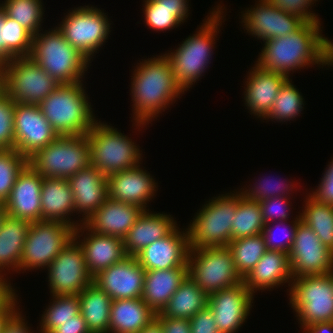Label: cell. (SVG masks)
I'll return each instance as SVG.
<instances>
[{
	"instance_id": "20",
	"label": "cell",
	"mask_w": 333,
	"mask_h": 333,
	"mask_svg": "<svg viewBox=\"0 0 333 333\" xmlns=\"http://www.w3.org/2000/svg\"><path fill=\"white\" fill-rule=\"evenodd\" d=\"M180 231L177 226L170 234L154 241L135 257L145 270L188 268V230Z\"/></svg>"
},
{
	"instance_id": "30",
	"label": "cell",
	"mask_w": 333,
	"mask_h": 333,
	"mask_svg": "<svg viewBox=\"0 0 333 333\" xmlns=\"http://www.w3.org/2000/svg\"><path fill=\"white\" fill-rule=\"evenodd\" d=\"M187 275L188 268L146 271L142 300L155 314L160 313Z\"/></svg>"
},
{
	"instance_id": "43",
	"label": "cell",
	"mask_w": 333,
	"mask_h": 333,
	"mask_svg": "<svg viewBox=\"0 0 333 333\" xmlns=\"http://www.w3.org/2000/svg\"><path fill=\"white\" fill-rule=\"evenodd\" d=\"M145 24L154 31H166L180 26L186 18L176 9L160 6L156 0H144Z\"/></svg>"
},
{
	"instance_id": "16",
	"label": "cell",
	"mask_w": 333,
	"mask_h": 333,
	"mask_svg": "<svg viewBox=\"0 0 333 333\" xmlns=\"http://www.w3.org/2000/svg\"><path fill=\"white\" fill-rule=\"evenodd\" d=\"M58 137L37 104H14L15 150L29 159Z\"/></svg>"
},
{
	"instance_id": "3",
	"label": "cell",
	"mask_w": 333,
	"mask_h": 333,
	"mask_svg": "<svg viewBox=\"0 0 333 333\" xmlns=\"http://www.w3.org/2000/svg\"><path fill=\"white\" fill-rule=\"evenodd\" d=\"M210 15L204 19L196 34L189 35L176 50L165 53L174 72L177 83L187 91L197 80H200L208 68L212 57L215 39L225 16L220 4L212 8ZM206 20V21H205ZM200 78V79H199ZM194 83V84H193Z\"/></svg>"
},
{
	"instance_id": "22",
	"label": "cell",
	"mask_w": 333,
	"mask_h": 333,
	"mask_svg": "<svg viewBox=\"0 0 333 333\" xmlns=\"http://www.w3.org/2000/svg\"><path fill=\"white\" fill-rule=\"evenodd\" d=\"M136 167L112 173L107 176L108 197L126 204L138 205L144 210L147 203L156 196L158 185L149 172ZM147 205V206H146Z\"/></svg>"
},
{
	"instance_id": "21",
	"label": "cell",
	"mask_w": 333,
	"mask_h": 333,
	"mask_svg": "<svg viewBox=\"0 0 333 333\" xmlns=\"http://www.w3.org/2000/svg\"><path fill=\"white\" fill-rule=\"evenodd\" d=\"M43 177L29 164L20 172L4 203L8 216L30 222L41 221Z\"/></svg>"
},
{
	"instance_id": "55",
	"label": "cell",
	"mask_w": 333,
	"mask_h": 333,
	"mask_svg": "<svg viewBox=\"0 0 333 333\" xmlns=\"http://www.w3.org/2000/svg\"><path fill=\"white\" fill-rule=\"evenodd\" d=\"M160 6L167 8H176L186 19L189 16L188 0H156Z\"/></svg>"
},
{
	"instance_id": "57",
	"label": "cell",
	"mask_w": 333,
	"mask_h": 333,
	"mask_svg": "<svg viewBox=\"0 0 333 333\" xmlns=\"http://www.w3.org/2000/svg\"><path fill=\"white\" fill-rule=\"evenodd\" d=\"M138 333H163L161 321L155 317L145 327H143Z\"/></svg>"
},
{
	"instance_id": "4",
	"label": "cell",
	"mask_w": 333,
	"mask_h": 333,
	"mask_svg": "<svg viewBox=\"0 0 333 333\" xmlns=\"http://www.w3.org/2000/svg\"><path fill=\"white\" fill-rule=\"evenodd\" d=\"M82 82L60 84L39 104L58 136L86 135L98 121Z\"/></svg>"
},
{
	"instance_id": "25",
	"label": "cell",
	"mask_w": 333,
	"mask_h": 333,
	"mask_svg": "<svg viewBox=\"0 0 333 333\" xmlns=\"http://www.w3.org/2000/svg\"><path fill=\"white\" fill-rule=\"evenodd\" d=\"M287 79L284 74L263 70L255 64L248 73L244 87V104L248 112L264 120Z\"/></svg>"
},
{
	"instance_id": "61",
	"label": "cell",
	"mask_w": 333,
	"mask_h": 333,
	"mask_svg": "<svg viewBox=\"0 0 333 333\" xmlns=\"http://www.w3.org/2000/svg\"><path fill=\"white\" fill-rule=\"evenodd\" d=\"M329 274L331 275V278L333 280V268H332V270H331V272Z\"/></svg>"
},
{
	"instance_id": "9",
	"label": "cell",
	"mask_w": 333,
	"mask_h": 333,
	"mask_svg": "<svg viewBox=\"0 0 333 333\" xmlns=\"http://www.w3.org/2000/svg\"><path fill=\"white\" fill-rule=\"evenodd\" d=\"M59 85L30 57H16L2 65L0 88L15 103L39 105Z\"/></svg>"
},
{
	"instance_id": "33",
	"label": "cell",
	"mask_w": 333,
	"mask_h": 333,
	"mask_svg": "<svg viewBox=\"0 0 333 333\" xmlns=\"http://www.w3.org/2000/svg\"><path fill=\"white\" fill-rule=\"evenodd\" d=\"M208 305V295L187 275L156 317L190 319Z\"/></svg>"
},
{
	"instance_id": "40",
	"label": "cell",
	"mask_w": 333,
	"mask_h": 333,
	"mask_svg": "<svg viewBox=\"0 0 333 333\" xmlns=\"http://www.w3.org/2000/svg\"><path fill=\"white\" fill-rule=\"evenodd\" d=\"M42 314L40 332L51 333L60 323L72 320V317L80 313L78 295L54 296Z\"/></svg>"
},
{
	"instance_id": "26",
	"label": "cell",
	"mask_w": 333,
	"mask_h": 333,
	"mask_svg": "<svg viewBox=\"0 0 333 333\" xmlns=\"http://www.w3.org/2000/svg\"><path fill=\"white\" fill-rule=\"evenodd\" d=\"M144 211L138 205L115 201L110 197L90 216L84 225L100 235L124 239L129 229Z\"/></svg>"
},
{
	"instance_id": "34",
	"label": "cell",
	"mask_w": 333,
	"mask_h": 333,
	"mask_svg": "<svg viewBox=\"0 0 333 333\" xmlns=\"http://www.w3.org/2000/svg\"><path fill=\"white\" fill-rule=\"evenodd\" d=\"M80 313L90 333H109L111 297L95 284L78 294Z\"/></svg>"
},
{
	"instance_id": "39",
	"label": "cell",
	"mask_w": 333,
	"mask_h": 333,
	"mask_svg": "<svg viewBox=\"0 0 333 333\" xmlns=\"http://www.w3.org/2000/svg\"><path fill=\"white\" fill-rule=\"evenodd\" d=\"M42 4V0H4L0 7L9 18L17 21L35 36L41 30L43 32L41 24L45 9Z\"/></svg>"
},
{
	"instance_id": "52",
	"label": "cell",
	"mask_w": 333,
	"mask_h": 333,
	"mask_svg": "<svg viewBox=\"0 0 333 333\" xmlns=\"http://www.w3.org/2000/svg\"><path fill=\"white\" fill-rule=\"evenodd\" d=\"M51 333H90L86 321L81 313L72 317V320L60 323Z\"/></svg>"
},
{
	"instance_id": "50",
	"label": "cell",
	"mask_w": 333,
	"mask_h": 333,
	"mask_svg": "<svg viewBox=\"0 0 333 333\" xmlns=\"http://www.w3.org/2000/svg\"><path fill=\"white\" fill-rule=\"evenodd\" d=\"M189 320L191 333H220L208 305Z\"/></svg>"
},
{
	"instance_id": "2",
	"label": "cell",
	"mask_w": 333,
	"mask_h": 333,
	"mask_svg": "<svg viewBox=\"0 0 333 333\" xmlns=\"http://www.w3.org/2000/svg\"><path fill=\"white\" fill-rule=\"evenodd\" d=\"M321 23L305 22L298 30L281 38L264 41L258 67L286 75L307 66H327L328 38L321 33Z\"/></svg>"
},
{
	"instance_id": "15",
	"label": "cell",
	"mask_w": 333,
	"mask_h": 333,
	"mask_svg": "<svg viewBox=\"0 0 333 333\" xmlns=\"http://www.w3.org/2000/svg\"><path fill=\"white\" fill-rule=\"evenodd\" d=\"M289 260L293 279L329 274L333 268V252L301 221L297 225Z\"/></svg>"
},
{
	"instance_id": "36",
	"label": "cell",
	"mask_w": 333,
	"mask_h": 333,
	"mask_svg": "<svg viewBox=\"0 0 333 333\" xmlns=\"http://www.w3.org/2000/svg\"><path fill=\"white\" fill-rule=\"evenodd\" d=\"M300 213L301 222L310 227L321 243L333 252V205L316 201L309 194Z\"/></svg>"
},
{
	"instance_id": "14",
	"label": "cell",
	"mask_w": 333,
	"mask_h": 333,
	"mask_svg": "<svg viewBox=\"0 0 333 333\" xmlns=\"http://www.w3.org/2000/svg\"><path fill=\"white\" fill-rule=\"evenodd\" d=\"M48 286L54 296L78 295L93 283L83 249L73 238L47 267Z\"/></svg>"
},
{
	"instance_id": "31",
	"label": "cell",
	"mask_w": 333,
	"mask_h": 333,
	"mask_svg": "<svg viewBox=\"0 0 333 333\" xmlns=\"http://www.w3.org/2000/svg\"><path fill=\"white\" fill-rule=\"evenodd\" d=\"M155 317L142 298L112 300L109 333H138Z\"/></svg>"
},
{
	"instance_id": "49",
	"label": "cell",
	"mask_w": 333,
	"mask_h": 333,
	"mask_svg": "<svg viewBox=\"0 0 333 333\" xmlns=\"http://www.w3.org/2000/svg\"><path fill=\"white\" fill-rule=\"evenodd\" d=\"M329 163L317 189L309 195L318 202L333 205V159Z\"/></svg>"
},
{
	"instance_id": "12",
	"label": "cell",
	"mask_w": 333,
	"mask_h": 333,
	"mask_svg": "<svg viewBox=\"0 0 333 333\" xmlns=\"http://www.w3.org/2000/svg\"><path fill=\"white\" fill-rule=\"evenodd\" d=\"M69 10L57 28L68 43L89 61L110 34V19L100 8L87 5Z\"/></svg>"
},
{
	"instance_id": "32",
	"label": "cell",
	"mask_w": 333,
	"mask_h": 333,
	"mask_svg": "<svg viewBox=\"0 0 333 333\" xmlns=\"http://www.w3.org/2000/svg\"><path fill=\"white\" fill-rule=\"evenodd\" d=\"M30 221L5 216L0 227V273L5 271H20V261L23 254Z\"/></svg>"
},
{
	"instance_id": "18",
	"label": "cell",
	"mask_w": 333,
	"mask_h": 333,
	"mask_svg": "<svg viewBox=\"0 0 333 333\" xmlns=\"http://www.w3.org/2000/svg\"><path fill=\"white\" fill-rule=\"evenodd\" d=\"M254 296L244 282L208 295V307L220 333L238 332L248 319Z\"/></svg>"
},
{
	"instance_id": "60",
	"label": "cell",
	"mask_w": 333,
	"mask_h": 333,
	"mask_svg": "<svg viewBox=\"0 0 333 333\" xmlns=\"http://www.w3.org/2000/svg\"><path fill=\"white\" fill-rule=\"evenodd\" d=\"M2 84V64L0 63V86Z\"/></svg>"
},
{
	"instance_id": "53",
	"label": "cell",
	"mask_w": 333,
	"mask_h": 333,
	"mask_svg": "<svg viewBox=\"0 0 333 333\" xmlns=\"http://www.w3.org/2000/svg\"><path fill=\"white\" fill-rule=\"evenodd\" d=\"M162 323L163 333H191L190 320L170 317H157Z\"/></svg>"
},
{
	"instance_id": "51",
	"label": "cell",
	"mask_w": 333,
	"mask_h": 333,
	"mask_svg": "<svg viewBox=\"0 0 333 333\" xmlns=\"http://www.w3.org/2000/svg\"><path fill=\"white\" fill-rule=\"evenodd\" d=\"M4 275L6 274L0 273V310H18L20 309L17 306L19 296Z\"/></svg>"
},
{
	"instance_id": "8",
	"label": "cell",
	"mask_w": 333,
	"mask_h": 333,
	"mask_svg": "<svg viewBox=\"0 0 333 333\" xmlns=\"http://www.w3.org/2000/svg\"><path fill=\"white\" fill-rule=\"evenodd\" d=\"M28 164L43 178L68 179L90 165L87 136H58L31 156Z\"/></svg>"
},
{
	"instance_id": "38",
	"label": "cell",
	"mask_w": 333,
	"mask_h": 333,
	"mask_svg": "<svg viewBox=\"0 0 333 333\" xmlns=\"http://www.w3.org/2000/svg\"><path fill=\"white\" fill-rule=\"evenodd\" d=\"M228 248L232 252L236 270L243 279L267 250L262 234L231 240Z\"/></svg>"
},
{
	"instance_id": "29",
	"label": "cell",
	"mask_w": 333,
	"mask_h": 333,
	"mask_svg": "<svg viewBox=\"0 0 333 333\" xmlns=\"http://www.w3.org/2000/svg\"><path fill=\"white\" fill-rule=\"evenodd\" d=\"M41 221H57L77 228L74 215V196L65 178H43L41 186ZM72 214V215H71Z\"/></svg>"
},
{
	"instance_id": "35",
	"label": "cell",
	"mask_w": 333,
	"mask_h": 333,
	"mask_svg": "<svg viewBox=\"0 0 333 333\" xmlns=\"http://www.w3.org/2000/svg\"><path fill=\"white\" fill-rule=\"evenodd\" d=\"M33 35L0 7V63L16 57H29Z\"/></svg>"
},
{
	"instance_id": "59",
	"label": "cell",
	"mask_w": 333,
	"mask_h": 333,
	"mask_svg": "<svg viewBox=\"0 0 333 333\" xmlns=\"http://www.w3.org/2000/svg\"><path fill=\"white\" fill-rule=\"evenodd\" d=\"M6 215L5 206L2 202H0V227Z\"/></svg>"
},
{
	"instance_id": "56",
	"label": "cell",
	"mask_w": 333,
	"mask_h": 333,
	"mask_svg": "<svg viewBox=\"0 0 333 333\" xmlns=\"http://www.w3.org/2000/svg\"><path fill=\"white\" fill-rule=\"evenodd\" d=\"M304 333H333V321L311 324L304 329Z\"/></svg>"
},
{
	"instance_id": "58",
	"label": "cell",
	"mask_w": 333,
	"mask_h": 333,
	"mask_svg": "<svg viewBox=\"0 0 333 333\" xmlns=\"http://www.w3.org/2000/svg\"><path fill=\"white\" fill-rule=\"evenodd\" d=\"M17 310H0V333L2 332L3 326L7 320L16 312Z\"/></svg>"
},
{
	"instance_id": "48",
	"label": "cell",
	"mask_w": 333,
	"mask_h": 333,
	"mask_svg": "<svg viewBox=\"0 0 333 333\" xmlns=\"http://www.w3.org/2000/svg\"><path fill=\"white\" fill-rule=\"evenodd\" d=\"M275 8L302 18L305 22L321 23L311 6L318 0H267ZM314 2V3H313ZM313 4V5H312ZM310 7V8H309Z\"/></svg>"
},
{
	"instance_id": "46",
	"label": "cell",
	"mask_w": 333,
	"mask_h": 333,
	"mask_svg": "<svg viewBox=\"0 0 333 333\" xmlns=\"http://www.w3.org/2000/svg\"><path fill=\"white\" fill-rule=\"evenodd\" d=\"M300 221H301L300 215H298V216L296 215L295 220L291 221V223L288 224L289 225L288 228L290 227V229H288L287 226L284 227V229H288V230H286L287 232L284 231L285 234L282 232L285 235L284 236L285 240L279 239L280 241L277 239V236H275L276 233L273 232V230H275L276 227L279 228L280 225L279 224L275 225V228L273 229L274 225L271 226L272 225L271 223H266L263 228V231L261 233L263 235L266 248L268 250H277V251H282V252L289 254L292 244L294 242L297 225ZM284 229L282 227L281 231ZM277 234L279 237L282 235V234L279 235V233H277ZM282 239H284V238H282Z\"/></svg>"
},
{
	"instance_id": "47",
	"label": "cell",
	"mask_w": 333,
	"mask_h": 333,
	"mask_svg": "<svg viewBox=\"0 0 333 333\" xmlns=\"http://www.w3.org/2000/svg\"><path fill=\"white\" fill-rule=\"evenodd\" d=\"M290 196L271 197L259 202L264 223L278 220L280 225H286L289 217ZM289 200V201H288ZM276 218V219H275Z\"/></svg>"
},
{
	"instance_id": "24",
	"label": "cell",
	"mask_w": 333,
	"mask_h": 333,
	"mask_svg": "<svg viewBox=\"0 0 333 333\" xmlns=\"http://www.w3.org/2000/svg\"><path fill=\"white\" fill-rule=\"evenodd\" d=\"M67 180L74 196L75 213H83L78 221L84 224L108 198L107 176L90 164Z\"/></svg>"
},
{
	"instance_id": "11",
	"label": "cell",
	"mask_w": 333,
	"mask_h": 333,
	"mask_svg": "<svg viewBox=\"0 0 333 333\" xmlns=\"http://www.w3.org/2000/svg\"><path fill=\"white\" fill-rule=\"evenodd\" d=\"M187 266L188 276L207 295L243 282L228 246L189 249Z\"/></svg>"
},
{
	"instance_id": "7",
	"label": "cell",
	"mask_w": 333,
	"mask_h": 333,
	"mask_svg": "<svg viewBox=\"0 0 333 333\" xmlns=\"http://www.w3.org/2000/svg\"><path fill=\"white\" fill-rule=\"evenodd\" d=\"M233 192L219 194L199 209L187 228L189 249L229 245L236 213V192Z\"/></svg>"
},
{
	"instance_id": "27",
	"label": "cell",
	"mask_w": 333,
	"mask_h": 333,
	"mask_svg": "<svg viewBox=\"0 0 333 333\" xmlns=\"http://www.w3.org/2000/svg\"><path fill=\"white\" fill-rule=\"evenodd\" d=\"M177 225L176 220L170 214L144 210L123 239L127 256L135 257L154 241L170 234Z\"/></svg>"
},
{
	"instance_id": "6",
	"label": "cell",
	"mask_w": 333,
	"mask_h": 333,
	"mask_svg": "<svg viewBox=\"0 0 333 333\" xmlns=\"http://www.w3.org/2000/svg\"><path fill=\"white\" fill-rule=\"evenodd\" d=\"M86 136L90 164L105 176L142 164L140 147L117 128L97 121Z\"/></svg>"
},
{
	"instance_id": "23",
	"label": "cell",
	"mask_w": 333,
	"mask_h": 333,
	"mask_svg": "<svg viewBox=\"0 0 333 333\" xmlns=\"http://www.w3.org/2000/svg\"><path fill=\"white\" fill-rule=\"evenodd\" d=\"M83 235L84 238L80 239ZM74 239L83 249L86 267L92 277L127 256L123 239L97 234L84 224L75 228Z\"/></svg>"
},
{
	"instance_id": "44",
	"label": "cell",
	"mask_w": 333,
	"mask_h": 333,
	"mask_svg": "<svg viewBox=\"0 0 333 333\" xmlns=\"http://www.w3.org/2000/svg\"><path fill=\"white\" fill-rule=\"evenodd\" d=\"M261 179L262 178L258 180L259 183L257 182L254 183L255 185L252 187V189L250 187H248L249 189L241 188L238 192L245 198L258 202L271 197L287 196L288 194L289 195L291 194L290 191L293 192L292 189L294 188V184L291 183L290 181L287 182L285 180L286 182L285 183L282 182L281 180H279V182L278 181L273 182L274 179H269V178H268L269 180L267 178H263L262 180Z\"/></svg>"
},
{
	"instance_id": "13",
	"label": "cell",
	"mask_w": 333,
	"mask_h": 333,
	"mask_svg": "<svg viewBox=\"0 0 333 333\" xmlns=\"http://www.w3.org/2000/svg\"><path fill=\"white\" fill-rule=\"evenodd\" d=\"M74 231L73 226L62 222H31L20 261V271L47 268L74 238Z\"/></svg>"
},
{
	"instance_id": "10",
	"label": "cell",
	"mask_w": 333,
	"mask_h": 333,
	"mask_svg": "<svg viewBox=\"0 0 333 333\" xmlns=\"http://www.w3.org/2000/svg\"><path fill=\"white\" fill-rule=\"evenodd\" d=\"M289 303L300 327L333 321V280L330 274L308 275L292 280Z\"/></svg>"
},
{
	"instance_id": "17",
	"label": "cell",
	"mask_w": 333,
	"mask_h": 333,
	"mask_svg": "<svg viewBox=\"0 0 333 333\" xmlns=\"http://www.w3.org/2000/svg\"><path fill=\"white\" fill-rule=\"evenodd\" d=\"M254 7L241 12L243 28L258 40L281 38L298 30L305 21L294 15L275 8L267 0L257 1ZM257 36V37H256Z\"/></svg>"
},
{
	"instance_id": "37",
	"label": "cell",
	"mask_w": 333,
	"mask_h": 333,
	"mask_svg": "<svg viewBox=\"0 0 333 333\" xmlns=\"http://www.w3.org/2000/svg\"><path fill=\"white\" fill-rule=\"evenodd\" d=\"M264 226L259 202L247 199L236 191V213L231 227V240L261 234Z\"/></svg>"
},
{
	"instance_id": "1",
	"label": "cell",
	"mask_w": 333,
	"mask_h": 333,
	"mask_svg": "<svg viewBox=\"0 0 333 333\" xmlns=\"http://www.w3.org/2000/svg\"><path fill=\"white\" fill-rule=\"evenodd\" d=\"M137 64L131 76L130 95L134 111L132 118L139 131L149 121L152 122L155 117L157 119L158 114L164 112L170 104L175 103L176 98L184 94V90L177 83L164 54L142 59Z\"/></svg>"
},
{
	"instance_id": "19",
	"label": "cell",
	"mask_w": 333,
	"mask_h": 333,
	"mask_svg": "<svg viewBox=\"0 0 333 333\" xmlns=\"http://www.w3.org/2000/svg\"><path fill=\"white\" fill-rule=\"evenodd\" d=\"M145 270L134 256H126L93 277V284L112 300L141 298Z\"/></svg>"
},
{
	"instance_id": "5",
	"label": "cell",
	"mask_w": 333,
	"mask_h": 333,
	"mask_svg": "<svg viewBox=\"0 0 333 333\" xmlns=\"http://www.w3.org/2000/svg\"><path fill=\"white\" fill-rule=\"evenodd\" d=\"M29 57L60 84L83 81L91 63L68 43L57 27L33 36Z\"/></svg>"
},
{
	"instance_id": "45",
	"label": "cell",
	"mask_w": 333,
	"mask_h": 333,
	"mask_svg": "<svg viewBox=\"0 0 333 333\" xmlns=\"http://www.w3.org/2000/svg\"><path fill=\"white\" fill-rule=\"evenodd\" d=\"M14 104L0 88V150L15 149Z\"/></svg>"
},
{
	"instance_id": "41",
	"label": "cell",
	"mask_w": 333,
	"mask_h": 333,
	"mask_svg": "<svg viewBox=\"0 0 333 333\" xmlns=\"http://www.w3.org/2000/svg\"><path fill=\"white\" fill-rule=\"evenodd\" d=\"M300 93L299 89L292 84L291 78H288L281 86L273 107L264 120L272 119V121L284 123L300 116L305 102Z\"/></svg>"
},
{
	"instance_id": "42",
	"label": "cell",
	"mask_w": 333,
	"mask_h": 333,
	"mask_svg": "<svg viewBox=\"0 0 333 333\" xmlns=\"http://www.w3.org/2000/svg\"><path fill=\"white\" fill-rule=\"evenodd\" d=\"M28 164V159L15 149L0 150V202L10 196L11 189L20 172Z\"/></svg>"
},
{
	"instance_id": "28",
	"label": "cell",
	"mask_w": 333,
	"mask_h": 333,
	"mask_svg": "<svg viewBox=\"0 0 333 333\" xmlns=\"http://www.w3.org/2000/svg\"><path fill=\"white\" fill-rule=\"evenodd\" d=\"M292 280L289 254L267 249L243 282L254 294L257 290H271L285 283L291 287Z\"/></svg>"
},
{
	"instance_id": "54",
	"label": "cell",
	"mask_w": 333,
	"mask_h": 333,
	"mask_svg": "<svg viewBox=\"0 0 333 333\" xmlns=\"http://www.w3.org/2000/svg\"><path fill=\"white\" fill-rule=\"evenodd\" d=\"M18 309L5 323L1 333H32L25 317Z\"/></svg>"
}]
</instances>
